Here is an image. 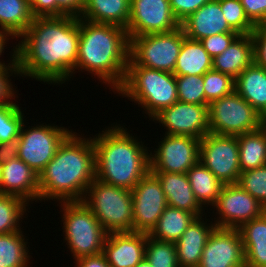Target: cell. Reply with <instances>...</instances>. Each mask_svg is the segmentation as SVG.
I'll return each instance as SVG.
<instances>
[{"label": "cell", "mask_w": 266, "mask_h": 267, "mask_svg": "<svg viewBox=\"0 0 266 267\" xmlns=\"http://www.w3.org/2000/svg\"><path fill=\"white\" fill-rule=\"evenodd\" d=\"M209 1L211 0H170V7L174 17L181 23Z\"/></svg>", "instance_id": "obj_43"}, {"label": "cell", "mask_w": 266, "mask_h": 267, "mask_svg": "<svg viewBox=\"0 0 266 267\" xmlns=\"http://www.w3.org/2000/svg\"><path fill=\"white\" fill-rule=\"evenodd\" d=\"M198 267H245L239 230L215 227L207 239Z\"/></svg>", "instance_id": "obj_17"}, {"label": "cell", "mask_w": 266, "mask_h": 267, "mask_svg": "<svg viewBox=\"0 0 266 267\" xmlns=\"http://www.w3.org/2000/svg\"><path fill=\"white\" fill-rule=\"evenodd\" d=\"M238 32H225L208 36L200 40L204 49L214 58L221 54L239 36Z\"/></svg>", "instance_id": "obj_41"}, {"label": "cell", "mask_w": 266, "mask_h": 267, "mask_svg": "<svg viewBox=\"0 0 266 267\" xmlns=\"http://www.w3.org/2000/svg\"><path fill=\"white\" fill-rule=\"evenodd\" d=\"M180 27L170 0H131L126 31L129 37L165 33Z\"/></svg>", "instance_id": "obj_14"}, {"label": "cell", "mask_w": 266, "mask_h": 267, "mask_svg": "<svg viewBox=\"0 0 266 267\" xmlns=\"http://www.w3.org/2000/svg\"><path fill=\"white\" fill-rule=\"evenodd\" d=\"M28 204L21 197L0 193V234L22 230L19 222L27 214Z\"/></svg>", "instance_id": "obj_33"}, {"label": "cell", "mask_w": 266, "mask_h": 267, "mask_svg": "<svg viewBox=\"0 0 266 267\" xmlns=\"http://www.w3.org/2000/svg\"><path fill=\"white\" fill-rule=\"evenodd\" d=\"M153 121L164 127L165 134L186 135L202 139L210 132L208 105L175 102L161 110Z\"/></svg>", "instance_id": "obj_16"}, {"label": "cell", "mask_w": 266, "mask_h": 267, "mask_svg": "<svg viewBox=\"0 0 266 267\" xmlns=\"http://www.w3.org/2000/svg\"><path fill=\"white\" fill-rule=\"evenodd\" d=\"M185 38L181 26L170 32L129 37L128 65L173 73Z\"/></svg>", "instance_id": "obj_8"}, {"label": "cell", "mask_w": 266, "mask_h": 267, "mask_svg": "<svg viewBox=\"0 0 266 267\" xmlns=\"http://www.w3.org/2000/svg\"><path fill=\"white\" fill-rule=\"evenodd\" d=\"M199 161L223 184H237L241 173L237 136L209 132L200 139Z\"/></svg>", "instance_id": "obj_11"}, {"label": "cell", "mask_w": 266, "mask_h": 267, "mask_svg": "<svg viewBox=\"0 0 266 267\" xmlns=\"http://www.w3.org/2000/svg\"><path fill=\"white\" fill-rule=\"evenodd\" d=\"M74 263L75 267H110L103 252L78 258Z\"/></svg>", "instance_id": "obj_48"}, {"label": "cell", "mask_w": 266, "mask_h": 267, "mask_svg": "<svg viewBox=\"0 0 266 267\" xmlns=\"http://www.w3.org/2000/svg\"><path fill=\"white\" fill-rule=\"evenodd\" d=\"M92 142L96 179L101 182L132 190L150 171L149 148L125 126L112 124L92 136Z\"/></svg>", "instance_id": "obj_4"}, {"label": "cell", "mask_w": 266, "mask_h": 267, "mask_svg": "<svg viewBox=\"0 0 266 267\" xmlns=\"http://www.w3.org/2000/svg\"><path fill=\"white\" fill-rule=\"evenodd\" d=\"M266 121V69L252 63L235 78L234 89Z\"/></svg>", "instance_id": "obj_24"}, {"label": "cell", "mask_w": 266, "mask_h": 267, "mask_svg": "<svg viewBox=\"0 0 266 267\" xmlns=\"http://www.w3.org/2000/svg\"><path fill=\"white\" fill-rule=\"evenodd\" d=\"M1 167H2V164L0 163V176H1Z\"/></svg>", "instance_id": "obj_52"}, {"label": "cell", "mask_w": 266, "mask_h": 267, "mask_svg": "<svg viewBox=\"0 0 266 267\" xmlns=\"http://www.w3.org/2000/svg\"><path fill=\"white\" fill-rule=\"evenodd\" d=\"M24 123L25 121L18 137V158L39 175L53 159L59 145L72 130L54 124L44 125V123L26 128V123Z\"/></svg>", "instance_id": "obj_10"}, {"label": "cell", "mask_w": 266, "mask_h": 267, "mask_svg": "<svg viewBox=\"0 0 266 267\" xmlns=\"http://www.w3.org/2000/svg\"><path fill=\"white\" fill-rule=\"evenodd\" d=\"M83 4L87 1V0H80Z\"/></svg>", "instance_id": "obj_51"}, {"label": "cell", "mask_w": 266, "mask_h": 267, "mask_svg": "<svg viewBox=\"0 0 266 267\" xmlns=\"http://www.w3.org/2000/svg\"><path fill=\"white\" fill-rule=\"evenodd\" d=\"M19 154L18 138L12 141L0 143V163H6L17 159Z\"/></svg>", "instance_id": "obj_47"}, {"label": "cell", "mask_w": 266, "mask_h": 267, "mask_svg": "<svg viewBox=\"0 0 266 267\" xmlns=\"http://www.w3.org/2000/svg\"><path fill=\"white\" fill-rule=\"evenodd\" d=\"M147 233L112 232L104 242L103 253L110 267H135L144 257Z\"/></svg>", "instance_id": "obj_18"}, {"label": "cell", "mask_w": 266, "mask_h": 267, "mask_svg": "<svg viewBox=\"0 0 266 267\" xmlns=\"http://www.w3.org/2000/svg\"><path fill=\"white\" fill-rule=\"evenodd\" d=\"M251 35L254 63L266 69V25L256 26Z\"/></svg>", "instance_id": "obj_44"}, {"label": "cell", "mask_w": 266, "mask_h": 267, "mask_svg": "<svg viewBox=\"0 0 266 267\" xmlns=\"http://www.w3.org/2000/svg\"><path fill=\"white\" fill-rule=\"evenodd\" d=\"M135 267H152L150 262L144 257Z\"/></svg>", "instance_id": "obj_50"}, {"label": "cell", "mask_w": 266, "mask_h": 267, "mask_svg": "<svg viewBox=\"0 0 266 267\" xmlns=\"http://www.w3.org/2000/svg\"><path fill=\"white\" fill-rule=\"evenodd\" d=\"M254 62L251 34H240L221 54L213 58L212 69L236 78Z\"/></svg>", "instance_id": "obj_23"}, {"label": "cell", "mask_w": 266, "mask_h": 267, "mask_svg": "<svg viewBox=\"0 0 266 267\" xmlns=\"http://www.w3.org/2000/svg\"><path fill=\"white\" fill-rule=\"evenodd\" d=\"M131 0H87L79 18L127 28Z\"/></svg>", "instance_id": "obj_26"}, {"label": "cell", "mask_w": 266, "mask_h": 267, "mask_svg": "<svg viewBox=\"0 0 266 267\" xmlns=\"http://www.w3.org/2000/svg\"><path fill=\"white\" fill-rule=\"evenodd\" d=\"M17 103H0V143L15 140L25 121L24 111Z\"/></svg>", "instance_id": "obj_34"}, {"label": "cell", "mask_w": 266, "mask_h": 267, "mask_svg": "<svg viewBox=\"0 0 266 267\" xmlns=\"http://www.w3.org/2000/svg\"><path fill=\"white\" fill-rule=\"evenodd\" d=\"M160 181L168 206L193 213L196 217L205 215L206 208L195 199L187 174L152 172ZM204 211V213H203Z\"/></svg>", "instance_id": "obj_22"}, {"label": "cell", "mask_w": 266, "mask_h": 267, "mask_svg": "<svg viewBox=\"0 0 266 267\" xmlns=\"http://www.w3.org/2000/svg\"><path fill=\"white\" fill-rule=\"evenodd\" d=\"M195 218L189 211L167 206L148 235L157 240L175 243Z\"/></svg>", "instance_id": "obj_28"}, {"label": "cell", "mask_w": 266, "mask_h": 267, "mask_svg": "<svg viewBox=\"0 0 266 267\" xmlns=\"http://www.w3.org/2000/svg\"><path fill=\"white\" fill-rule=\"evenodd\" d=\"M214 224L219 228L239 229L244 223L261 216L265 207L238 184H224L217 202Z\"/></svg>", "instance_id": "obj_13"}, {"label": "cell", "mask_w": 266, "mask_h": 267, "mask_svg": "<svg viewBox=\"0 0 266 267\" xmlns=\"http://www.w3.org/2000/svg\"><path fill=\"white\" fill-rule=\"evenodd\" d=\"M205 105L232 93L235 89V79L230 75L216 70H209L203 75Z\"/></svg>", "instance_id": "obj_36"}, {"label": "cell", "mask_w": 266, "mask_h": 267, "mask_svg": "<svg viewBox=\"0 0 266 267\" xmlns=\"http://www.w3.org/2000/svg\"><path fill=\"white\" fill-rule=\"evenodd\" d=\"M237 184L266 207V165L241 172Z\"/></svg>", "instance_id": "obj_38"}, {"label": "cell", "mask_w": 266, "mask_h": 267, "mask_svg": "<svg viewBox=\"0 0 266 267\" xmlns=\"http://www.w3.org/2000/svg\"><path fill=\"white\" fill-rule=\"evenodd\" d=\"M210 133L238 136L259 130L266 121L235 90L208 106Z\"/></svg>", "instance_id": "obj_9"}, {"label": "cell", "mask_w": 266, "mask_h": 267, "mask_svg": "<svg viewBox=\"0 0 266 267\" xmlns=\"http://www.w3.org/2000/svg\"><path fill=\"white\" fill-rule=\"evenodd\" d=\"M23 231L0 234V267H28L30 262L27 240ZM29 254V255H28Z\"/></svg>", "instance_id": "obj_32"}, {"label": "cell", "mask_w": 266, "mask_h": 267, "mask_svg": "<svg viewBox=\"0 0 266 267\" xmlns=\"http://www.w3.org/2000/svg\"><path fill=\"white\" fill-rule=\"evenodd\" d=\"M13 53L8 64L0 65V103H15V90L12 86L10 76L20 77L19 64L16 59V46L13 45ZM13 54V55H12ZM15 90V91H14ZM14 99V101H12Z\"/></svg>", "instance_id": "obj_40"}, {"label": "cell", "mask_w": 266, "mask_h": 267, "mask_svg": "<svg viewBox=\"0 0 266 267\" xmlns=\"http://www.w3.org/2000/svg\"><path fill=\"white\" fill-rule=\"evenodd\" d=\"M178 101L196 105H205L203 76H175Z\"/></svg>", "instance_id": "obj_37"}, {"label": "cell", "mask_w": 266, "mask_h": 267, "mask_svg": "<svg viewBox=\"0 0 266 267\" xmlns=\"http://www.w3.org/2000/svg\"><path fill=\"white\" fill-rule=\"evenodd\" d=\"M82 201L107 233L133 231L131 190L109 185L95 178Z\"/></svg>", "instance_id": "obj_6"}, {"label": "cell", "mask_w": 266, "mask_h": 267, "mask_svg": "<svg viewBox=\"0 0 266 267\" xmlns=\"http://www.w3.org/2000/svg\"><path fill=\"white\" fill-rule=\"evenodd\" d=\"M129 49L130 39L125 28L79 18V48L75 70L97 76L102 84L113 89L114 94L124 82Z\"/></svg>", "instance_id": "obj_3"}, {"label": "cell", "mask_w": 266, "mask_h": 267, "mask_svg": "<svg viewBox=\"0 0 266 267\" xmlns=\"http://www.w3.org/2000/svg\"><path fill=\"white\" fill-rule=\"evenodd\" d=\"M11 38L14 39L7 31L0 29V56L2 55V53H4V50H5L4 47L7 46L5 44H7L9 39ZM4 64H8V63H5V61L2 62L0 59V65H4Z\"/></svg>", "instance_id": "obj_49"}, {"label": "cell", "mask_w": 266, "mask_h": 267, "mask_svg": "<svg viewBox=\"0 0 266 267\" xmlns=\"http://www.w3.org/2000/svg\"><path fill=\"white\" fill-rule=\"evenodd\" d=\"M249 21L256 27L266 25V0H240Z\"/></svg>", "instance_id": "obj_42"}, {"label": "cell", "mask_w": 266, "mask_h": 267, "mask_svg": "<svg viewBox=\"0 0 266 267\" xmlns=\"http://www.w3.org/2000/svg\"><path fill=\"white\" fill-rule=\"evenodd\" d=\"M186 174L199 204L202 207L213 206L224 184L200 161L193 165Z\"/></svg>", "instance_id": "obj_31"}, {"label": "cell", "mask_w": 266, "mask_h": 267, "mask_svg": "<svg viewBox=\"0 0 266 267\" xmlns=\"http://www.w3.org/2000/svg\"><path fill=\"white\" fill-rule=\"evenodd\" d=\"M16 59L22 77L64 84L74 77L79 48V18L34 17L19 37Z\"/></svg>", "instance_id": "obj_1"}, {"label": "cell", "mask_w": 266, "mask_h": 267, "mask_svg": "<svg viewBox=\"0 0 266 267\" xmlns=\"http://www.w3.org/2000/svg\"><path fill=\"white\" fill-rule=\"evenodd\" d=\"M0 193L21 197L28 203L39 202L38 174L19 158L3 163Z\"/></svg>", "instance_id": "obj_19"}, {"label": "cell", "mask_w": 266, "mask_h": 267, "mask_svg": "<svg viewBox=\"0 0 266 267\" xmlns=\"http://www.w3.org/2000/svg\"><path fill=\"white\" fill-rule=\"evenodd\" d=\"M158 147L149 151L150 172L183 173L199 162L200 139L164 134Z\"/></svg>", "instance_id": "obj_12"}, {"label": "cell", "mask_w": 266, "mask_h": 267, "mask_svg": "<svg viewBox=\"0 0 266 267\" xmlns=\"http://www.w3.org/2000/svg\"><path fill=\"white\" fill-rule=\"evenodd\" d=\"M62 212L64 241L73 259L103 252L107 232L83 201L58 202Z\"/></svg>", "instance_id": "obj_7"}, {"label": "cell", "mask_w": 266, "mask_h": 267, "mask_svg": "<svg viewBox=\"0 0 266 267\" xmlns=\"http://www.w3.org/2000/svg\"><path fill=\"white\" fill-rule=\"evenodd\" d=\"M213 58L197 40L185 38L177 58L175 76H203L212 69Z\"/></svg>", "instance_id": "obj_27"}, {"label": "cell", "mask_w": 266, "mask_h": 267, "mask_svg": "<svg viewBox=\"0 0 266 267\" xmlns=\"http://www.w3.org/2000/svg\"><path fill=\"white\" fill-rule=\"evenodd\" d=\"M34 17L57 16L56 0H29Z\"/></svg>", "instance_id": "obj_45"}, {"label": "cell", "mask_w": 266, "mask_h": 267, "mask_svg": "<svg viewBox=\"0 0 266 267\" xmlns=\"http://www.w3.org/2000/svg\"><path fill=\"white\" fill-rule=\"evenodd\" d=\"M241 172L266 165V124L259 130L237 136Z\"/></svg>", "instance_id": "obj_30"}, {"label": "cell", "mask_w": 266, "mask_h": 267, "mask_svg": "<svg viewBox=\"0 0 266 267\" xmlns=\"http://www.w3.org/2000/svg\"><path fill=\"white\" fill-rule=\"evenodd\" d=\"M187 38L200 41L225 32H236L227 23L220 2L211 0L180 23Z\"/></svg>", "instance_id": "obj_20"}, {"label": "cell", "mask_w": 266, "mask_h": 267, "mask_svg": "<svg viewBox=\"0 0 266 267\" xmlns=\"http://www.w3.org/2000/svg\"><path fill=\"white\" fill-rule=\"evenodd\" d=\"M33 20L29 0H0V29L14 39L19 38Z\"/></svg>", "instance_id": "obj_29"}, {"label": "cell", "mask_w": 266, "mask_h": 267, "mask_svg": "<svg viewBox=\"0 0 266 267\" xmlns=\"http://www.w3.org/2000/svg\"><path fill=\"white\" fill-rule=\"evenodd\" d=\"M208 220L206 218L205 222L202 216L196 217L175 242L179 267L199 266L207 239L216 227L212 221L208 224Z\"/></svg>", "instance_id": "obj_21"}, {"label": "cell", "mask_w": 266, "mask_h": 267, "mask_svg": "<svg viewBox=\"0 0 266 267\" xmlns=\"http://www.w3.org/2000/svg\"><path fill=\"white\" fill-rule=\"evenodd\" d=\"M133 231L149 233L168 206L158 178L148 172L131 190Z\"/></svg>", "instance_id": "obj_15"}, {"label": "cell", "mask_w": 266, "mask_h": 267, "mask_svg": "<svg viewBox=\"0 0 266 267\" xmlns=\"http://www.w3.org/2000/svg\"><path fill=\"white\" fill-rule=\"evenodd\" d=\"M245 267H266V214L244 223L239 229Z\"/></svg>", "instance_id": "obj_25"}, {"label": "cell", "mask_w": 266, "mask_h": 267, "mask_svg": "<svg viewBox=\"0 0 266 267\" xmlns=\"http://www.w3.org/2000/svg\"><path fill=\"white\" fill-rule=\"evenodd\" d=\"M72 131L38 175L39 201H82L96 178L92 137Z\"/></svg>", "instance_id": "obj_2"}, {"label": "cell", "mask_w": 266, "mask_h": 267, "mask_svg": "<svg viewBox=\"0 0 266 267\" xmlns=\"http://www.w3.org/2000/svg\"><path fill=\"white\" fill-rule=\"evenodd\" d=\"M57 16H74L79 18L84 4L80 0H56Z\"/></svg>", "instance_id": "obj_46"}, {"label": "cell", "mask_w": 266, "mask_h": 267, "mask_svg": "<svg viewBox=\"0 0 266 267\" xmlns=\"http://www.w3.org/2000/svg\"><path fill=\"white\" fill-rule=\"evenodd\" d=\"M229 26L239 34H252L255 26L247 18L240 0H218Z\"/></svg>", "instance_id": "obj_39"}, {"label": "cell", "mask_w": 266, "mask_h": 267, "mask_svg": "<svg viewBox=\"0 0 266 267\" xmlns=\"http://www.w3.org/2000/svg\"><path fill=\"white\" fill-rule=\"evenodd\" d=\"M145 257L152 267H179L175 243L154 239L148 233Z\"/></svg>", "instance_id": "obj_35"}, {"label": "cell", "mask_w": 266, "mask_h": 267, "mask_svg": "<svg viewBox=\"0 0 266 267\" xmlns=\"http://www.w3.org/2000/svg\"><path fill=\"white\" fill-rule=\"evenodd\" d=\"M115 93L138 103L149 120L178 101L173 73L138 65H127L124 82Z\"/></svg>", "instance_id": "obj_5"}]
</instances>
